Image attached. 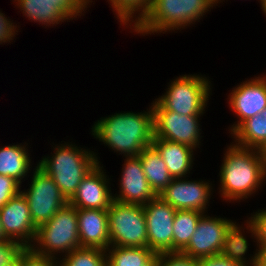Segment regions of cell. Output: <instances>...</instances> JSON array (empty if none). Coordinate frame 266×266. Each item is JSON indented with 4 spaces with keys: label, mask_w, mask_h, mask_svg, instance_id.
I'll use <instances>...</instances> for the list:
<instances>
[{
    "label": "cell",
    "mask_w": 266,
    "mask_h": 266,
    "mask_svg": "<svg viewBox=\"0 0 266 266\" xmlns=\"http://www.w3.org/2000/svg\"><path fill=\"white\" fill-rule=\"evenodd\" d=\"M151 108V109H150ZM148 112L116 113L95 122L92 134L124 156H138L151 146L154 138L153 110Z\"/></svg>",
    "instance_id": "6da1fadb"
},
{
    "label": "cell",
    "mask_w": 266,
    "mask_h": 266,
    "mask_svg": "<svg viewBox=\"0 0 266 266\" xmlns=\"http://www.w3.org/2000/svg\"><path fill=\"white\" fill-rule=\"evenodd\" d=\"M224 155L219 173L221 183L219 192L227 201L248 198L247 196L254 194L266 179L262 151L240 147L233 143Z\"/></svg>",
    "instance_id": "7a4b0ae2"
},
{
    "label": "cell",
    "mask_w": 266,
    "mask_h": 266,
    "mask_svg": "<svg viewBox=\"0 0 266 266\" xmlns=\"http://www.w3.org/2000/svg\"><path fill=\"white\" fill-rule=\"evenodd\" d=\"M78 148L72 144L58 145L51 158L43 157L37 164L54 180L68 201L86 175L99 164L94 152Z\"/></svg>",
    "instance_id": "3957f363"
},
{
    "label": "cell",
    "mask_w": 266,
    "mask_h": 266,
    "mask_svg": "<svg viewBox=\"0 0 266 266\" xmlns=\"http://www.w3.org/2000/svg\"><path fill=\"white\" fill-rule=\"evenodd\" d=\"M213 4L214 0H153L133 30L142 35L178 30L199 20Z\"/></svg>",
    "instance_id": "277c9868"
},
{
    "label": "cell",
    "mask_w": 266,
    "mask_h": 266,
    "mask_svg": "<svg viewBox=\"0 0 266 266\" xmlns=\"http://www.w3.org/2000/svg\"><path fill=\"white\" fill-rule=\"evenodd\" d=\"M33 241L38 245H30L33 252L52 258H57L58 252L68 254L81 248L76 208L69 202L62 206L48 222L36 228Z\"/></svg>",
    "instance_id": "5b68a950"
},
{
    "label": "cell",
    "mask_w": 266,
    "mask_h": 266,
    "mask_svg": "<svg viewBox=\"0 0 266 266\" xmlns=\"http://www.w3.org/2000/svg\"><path fill=\"white\" fill-rule=\"evenodd\" d=\"M107 211L110 246L148 247L143 205L113 200Z\"/></svg>",
    "instance_id": "8992f818"
},
{
    "label": "cell",
    "mask_w": 266,
    "mask_h": 266,
    "mask_svg": "<svg viewBox=\"0 0 266 266\" xmlns=\"http://www.w3.org/2000/svg\"><path fill=\"white\" fill-rule=\"evenodd\" d=\"M208 81L199 75L177 77L166 93L156 100L169 111L186 116H201L211 94V82Z\"/></svg>",
    "instance_id": "52a82bcc"
},
{
    "label": "cell",
    "mask_w": 266,
    "mask_h": 266,
    "mask_svg": "<svg viewBox=\"0 0 266 266\" xmlns=\"http://www.w3.org/2000/svg\"><path fill=\"white\" fill-rule=\"evenodd\" d=\"M31 181L30 188L20 192L27 200L32 222L37 228L48 222L69 201L54 180L38 165Z\"/></svg>",
    "instance_id": "ba28073f"
},
{
    "label": "cell",
    "mask_w": 266,
    "mask_h": 266,
    "mask_svg": "<svg viewBox=\"0 0 266 266\" xmlns=\"http://www.w3.org/2000/svg\"><path fill=\"white\" fill-rule=\"evenodd\" d=\"M154 138L166 139L187 145L199 146L200 116H186L165 109L157 100L152 104Z\"/></svg>",
    "instance_id": "9c48e42d"
},
{
    "label": "cell",
    "mask_w": 266,
    "mask_h": 266,
    "mask_svg": "<svg viewBox=\"0 0 266 266\" xmlns=\"http://www.w3.org/2000/svg\"><path fill=\"white\" fill-rule=\"evenodd\" d=\"M146 217L148 248L155 254L173 252V222L176 209L156 195L143 205Z\"/></svg>",
    "instance_id": "30bf717a"
},
{
    "label": "cell",
    "mask_w": 266,
    "mask_h": 266,
    "mask_svg": "<svg viewBox=\"0 0 266 266\" xmlns=\"http://www.w3.org/2000/svg\"><path fill=\"white\" fill-rule=\"evenodd\" d=\"M233 222L226 218L202 215L188 245L181 253L200 259L220 254L228 227Z\"/></svg>",
    "instance_id": "8fae6325"
},
{
    "label": "cell",
    "mask_w": 266,
    "mask_h": 266,
    "mask_svg": "<svg viewBox=\"0 0 266 266\" xmlns=\"http://www.w3.org/2000/svg\"><path fill=\"white\" fill-rule=\"evenodd\" d=\"M0 218L6 237L29 248L35 238L36 227L32 222L27 200L21 192L0 208Z\"/></svg>",
    "instance_id": "7c38bea8"
},
{
    "label": "cell",
    "mask_w": 266,
    "mask_h": 266,
    "mask_svg": "<svg viewBox=\"0 0 266 266\" xmlns=\"http://www.w3.org/2000/svg\"><path fill=\"white\" fill-rule=\"evenodd\" d=\"M204 181L173 179L158 195L176 210H195L205 213L211 195V185Z\"/></svg>",
    "instance_id": "4fadbf2b"
},
{
    "label": "cell",
    "mask_w": 266,
    "mask_h": 266,
    "mask_svg": "<svg viewBox=\"0 0 266 266\" xmlns=\"http://www.w3.org/2000/svg\"><path fill=\"white\" fill-rule=\"evenodd\" d=\"M231 109L238 116V123L233 124L231 134L247 119L260 114L266 108V79L255 77L235 87L229 95Z\"/></svg>",
    "instance_id": "5bb4252c"
},
{
    "label": "cell",
    "mask_w": 266,
    "mask_h": 266,
    "mask_svg": "<svg viewBox=\"0 0 266 266\" xmlns=\"http://www.w3.org/2000/svg\"><path fill=\"white\" fill-rule=\"evenodd\" d=\"M97 164L79 184L76 193L69 203L76 209H102L107 210L114 198L108 187L109 179Z\"/></svg>",
    "instance_id": "9a60e30c"
},
{
    "label": "cell",
    "mask_w": 266,
    "mask_h": 266,
    "mask_svg": "<svg viewBox=\"0 0 266 266\" xmlns=\"http://www.w3.org/2000/svg\"><path fill=\"white\" fill-rule=\"evenodd\" d=\"M125 158L120 180V194L117 196L115 194L113 198L122 203L144 205L156 194L149 186L139 156Z\"/></svg>",
    "instance_id": "2e32d148"
},
{
    "label": "cell",
    "mask_w": 266,
    "mask_h": 266,
    "mask_svg": "<svg viewBox=\"0 0 266 266\" xmlns=\"http://www.w3.org/2000/svg\"><path fill=\"white\" fill-rule=\"evenodd\" d=\"M81 247L106 250L110 246L108 211L76 209Z\"/></svg>",
    "instance_id": "e0dca14e"
},
{
    "label": "cell",
    "mask_w": 266,
    "mask_h": 266,
    "mask_svg": "<svg viewBox=\"0 0 266 266\" xmlns=\"http://www.w3.org/2000/svg\"><path fill=\"white\" fill-rule=\"evenodd\" d=\"M151 145L166 163L173 179L186 177L193 166V148L160 138H153Z\"/></svg>",
    "instance_id": "ac0fdd59"
},
{
    "label": "cell",
    "mask_w": 266,
    "mask_h": 266,
    "mask_svg": "<svg viewBox=\"0 0 266 266\" xmlns=\"http://www.w3.org/2000/svg\"><path fill=\"white\" fill-rule=\"evenodd\" d=\"M138 156L150 188L159 195L173 180L166 163L152 145L146 147Z\"/></svg>",
    "instance_id": "d6986e66"
},
{
    "label": "cell",
    "mask_w": 266,
    "mask_h": 266,
    "mask_svg": "<svg viewBox=\"0 0 266 266\" xmlns=\"http://www.w3.org/2000/svg\"><path fill=\"white\" fill-rule=\"evenodd\" d=\"M26 146L17 144L0 148V175L11 177L20 185L31 168Z\"/></svg>",
    "instance_id": "ffe728a7"
},
{
    "label": "cell",
    "mask_w": 266,
    "mask_h": 266,
    "mask_svg": "<svg viewBox=\"0 0 266 266\" xmlns=\"http://www.w3.org/2000/svg\"><path fill=\"white\" fill-rule=\"evenodd\" d=\"M232 135L236 139L235 145L262 151L266 146V108L245 120Z\"/></svg>",
    "instance_id": "44dd1931"
},
{
    "label": "cell",
    "mask_w": 266,
    "mask_h": 266,
    "mask_svg": "<svg viewBox=\"0 0 266 266\" xmlns=\"http://www.w3.org/2000/svg\"><path fill=\"white\" fill-rule=\"evenodd\" d=\"M203 214L195 210H176L173 222V252H181L188 245Z\"/></svg>",
    "instance_id": "7402d4cb"
},
{
    "label": "cell",
    "mask_w": 266,
    "mask_h": 266,
    "mask_svg": "<svg viewBox=\"0 0 266 266\" xmlns=\"http://www.w3.org/2000/svg\"><path fill=\"white\" fill-rule=\"evenodd\" d=\"M16 5L19 6L25 13V16L32 19L34 22L42 23L46 26L59 24L64 20L68 21V18L54 6V4L47 2L45 0H15ZM49 24V25H48Z\"/></svg>",
    "instance_id": "603a6c76"
},
{
    "label": "cell",
    "mask_w": 266,
    "mask_h": 266,
    "mask_svg": "<svg viewBox=\"0 0 266 266\" xmlns=\"http://www.w3.org/2000/svg\"><path fill=\"white\" fill-rule=\"evenodd\" d=\"M105 251L106 266H144L155 255L148 247L109 246Z\"/></svg>",
    "instance_id": "cb8c5ba5"
},
{
    "label": "cell",
    "mask_w": 266,
    "mask_h": 266,
    "mask_svg": "<svg viewBox=\"0 0 266 266\" xmlns=\"http://www.w3.org/2000/svg\"><path fill=\"white\" fill-rule=\"evenodd\" d=\"M241 228L234 221L228 227L220 254L233 262L248 266L244 257L248 250V241L243 236Z\"/></svg>",
    "instance_id": "d4e9b609"
},
{
    "label": "cell",
    "mask_w": 266,
    "mask_h": 266,
    "mask_svg": "<svg viewBox=\"0 0 266 266\" xmlns=\"http://www.w3.org/2000/svg\"><path fill=\"white\" fill-rule=\"evenodd\" d=\"M106 253L100 248L81 247L65 254L58 266H106Z\"/></svg>",
    "instance_id": "484cf974"
},
{
    "label": "cell",
    "mask_w": 266,
    "mask_h": 266,
    "mask_svg": "<svg viewBox=\"0 0 266 266\" xmlns=\"http://www.w3.org/2000/svg\"><path fill=\"white\" fill-rule=\"evenodd\" d=\"M246 223V228L249 229L259 245V250L250 260V266H258L259 255L266 249V210H258Z\"/></svg>",
    "instance_id": "4316f807"
},
{
    "label": "cell",
    "mask_w": 266,
    "mask_h": 266,
    "mask_svg": "<svg viewBox=\"0 0 266 266\" xmlns=\"http://www.w3.org/2000/svg\"><path fill=\"white\" fill-rule=\"evenodd\" d=\"M54 4L56 8H58L68 19L77 18V16H81L82 12L90 0H45ZM74 16V17H73ZM73 17V18H72Z\"/></svg>",
    "instance_id": "83f0119b"
},
{
    "label": "cell",
    "mask_w": 266,
    "mask_h": 266,
    "mask_svg": "<svg viewBox=\"0 0 266 266\" xmlns=\"http://www.w3.org/2000/svg\"><path fill=\"white\" fill-rule=\"evenodd\" d=\"M56 258L46 257L24 248L18 255V266H58Z\"/></svg>",
    "instance_id": "f1b7e54d"
},
{
    "label": "cell",
    "mask_w": 266,
    "mask_h": 266,
    "mask_svg": "<svg viewBox=\"0 0 266 266\" xmlns=\"http://www.w3.org/2000/svg\"><path fill=\"white\" fill-rule=\"evenodd\" d=\"M159 266H198V259L181 252L159 253Z\"/></svg>",
    "instance_id": "f546056e"
},
{
    "label": "cell",
    "mask_w": 266,
    "mask_h": 266,
    "mask_svg": "<svg viewBox=\"0 0 266 266\" xmlns=\"http://www.w3.org/2000/svg\"><path fill=\"white\" fill-rule=\"evenodd\" d=\"M20 187L13 178L0 175V208L21 191Z\"/></svg>",
    "instance_id": "4dcf8cb0"
},
{
    "label": "cell",
    "mask_w": 266,
    "mask_h": 266,
    "mask_svg": "<svg viewBox=\"0 0 266 266\" xmlns=\"http://www.w3.org/2000/svg\"><path fill=\"white\" fill-rule=\"evenodd\" d=\"M23 249L16 241H0V266L12 263Z\"/></svg>",
    "instance_id": "1f68e13d"
},
{
    "label": "cell",
    "mask_w": 266,
    "mask_h": 266,
    "mask_svg": "<svg viewBox=\"0 0 266 266\" xmlns=\"http://www.w3.org/2000/svg\"><path fill=\"white\" fill-rule=\"evenodd\" d=\"M12 24L10 19H7V17L0 12V44H2V42H10L15 36V31L18 32L16 29L17 26Z\"/></svg>",
    "instance_id": "d6a6232c"
},
{
    "label": "cell",
    "mask_w": 266,
    "mask_h": 266,
    "mask_svg": "<svg viewBox=\"0 0 266 266\" xmlns=\"http://www.w3.org/2000/svg\"><path fill=\"white\" fill-rule=\"evenodd\" d=\"M198 266H243L233 262L222 254L198 259Z\"/></svg>",
    "instance_id": "836d02e7"
},
{
    "label": "cell",
    "mask_w": 266,
    "mask_h": 266,
    "mask_svg": "<svg viewBox=\"0 0 266 266\" xmlns=\"http://www.w3.org/2000/svg\"><path fill=\"white\" fill-rule=\"evenodd\" d=\"M144 266H159V254H155Z\"/></svg>",
    "instance_id": "e575fe53"
},
{
    "label": "cell",
    "mask_w": 266,
    "mask_h": 266,
    "mask_svg": "<svg viewBox=\"0 0 266 266\" xmlns=\"http://www.w3.org/2000/svg\"><path fill=\"white\" fill-rule=\"evenodd\" d=\"M8 238L6 237L5 233H4V228L1 222V218H0V241H5Z\"/></svg>",
    "instance_id": "d590c367"
},
{
    "label": "cell",
    "mask_w": 266,
    "mask_h": 266,
    "mask_svg": "<svg viewBox=\"0 0 266 266\" xmlns=\"http://www.w3.org/2000/svg\"><path fill=\"white\" fill-rule=\"evenodd\" d=\"M3 266H18V256L12 263L6 264V265H3Z\"/></svg>",
    "instance_id": "8d00e7d4"
},
{
    "label": "cell",
    "mask_w": 266,
    "mask_h": 266,
    "mask_svg": "<svg viewBox=\"0 0 266 266\" xmlns=\"http://www.w3.org/2000/svg\"><path fill=\"white\" fill-rule=\"evenodd\" d=\"M262 154H263V160H264L265 168H266V146L262 149Z\"/></svg>",
    "instance_id": "74e56055"
},
{
    "label": "cell",
    "mask_w": 266,
    "mask_h": 266,
    "mask_svg": "<svg viewBox=\"0 0 266 266\" xmlns=\"http://www.w3.org/2000/svg\"><path fill=\"white\" fill-rule=\"evenodd\" d=\"M261 6H262V9L266 15V0H261Z\"/></svg>",
    "instance_id": "f35d334b"
},
{
    "label": "cell",
    "mask_w": 266,
    "mask_h": 266,
    "mask_svg": "<svg viewBox=\"0 0 266 266\" xmlns=\"http://www.w3.org/2000/svg\"><path fill=\"white\" fill-rule=\"evenodd\" d=\"M259 259H266V249L260 253Z\"/></svg>",
    "instance_id": "ab89813d"
},
{
    "label": "cell",
    "mask_w": 266,
    "mask_h": 266,
    "mask_svg": "<svg viewBox=\"0 0 266 266\" xmlns=\"http://www.w3.org/2000/svg\"><path fill=\"white\" fill-rule=\"evenodd\" d=\"M258 266H266V259H259V265Z\"/></svg>",
    "instance_id": "60d3db41"
},
{
    "label": "cell",
    "mask_w": 266,
    "mask_h": 266,
    "mask_svg": "<svg viewBox=\"0 0 266 266\" xmlns=\"http://www.w3.org/2000/svg\"><path fill=\"white\" fill-rule=\"evenodd\" d=\"M220 2H221V0H220ZM260 2H261V0H260ZM217 3H219V0H214V5Z\"/></svg>",
    "instance_id": "b9f144b4"
}]
</instances>
